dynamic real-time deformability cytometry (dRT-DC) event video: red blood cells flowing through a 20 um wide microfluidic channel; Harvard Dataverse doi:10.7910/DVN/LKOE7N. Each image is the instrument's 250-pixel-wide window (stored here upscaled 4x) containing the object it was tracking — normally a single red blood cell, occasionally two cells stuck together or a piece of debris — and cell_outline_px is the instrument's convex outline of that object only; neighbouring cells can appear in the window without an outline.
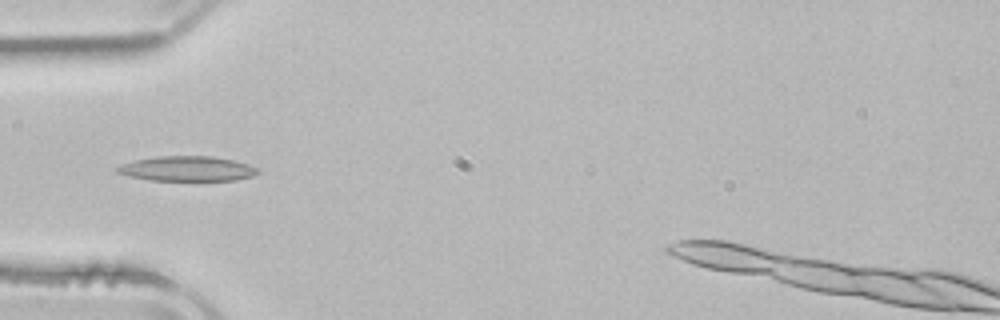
{"species": "common noctule bat (a hibernating species)", "species_latin": "Nyctalus noctula", "temperature_condition": "room temperature", "stored_images_in_passage": 4, "camera_frame_rate_fps": 3000, "um_per_image_px": 0.085, "animal": {"sex": "male", "body_mass_g": 21.5, "forearm_length_mm": 52.0}, "frame": {"image": 1, "passage_image": 4, "time_ms": 3.667, "image_size_px": [1000, 320], "cell_outline_px": [[260, 172], [252, 176], [236, 180], [152, 180], [128, 176], [116, 172], [116, 168], [120, 164], [136, 160], [156, 156], [212, 156], [232, 160], [248, 164], [256, 168]], "centroid_in_image_um": [15.89, 14.33], "position_along_channel_um": 69.1, "area_um2": 20.29}}